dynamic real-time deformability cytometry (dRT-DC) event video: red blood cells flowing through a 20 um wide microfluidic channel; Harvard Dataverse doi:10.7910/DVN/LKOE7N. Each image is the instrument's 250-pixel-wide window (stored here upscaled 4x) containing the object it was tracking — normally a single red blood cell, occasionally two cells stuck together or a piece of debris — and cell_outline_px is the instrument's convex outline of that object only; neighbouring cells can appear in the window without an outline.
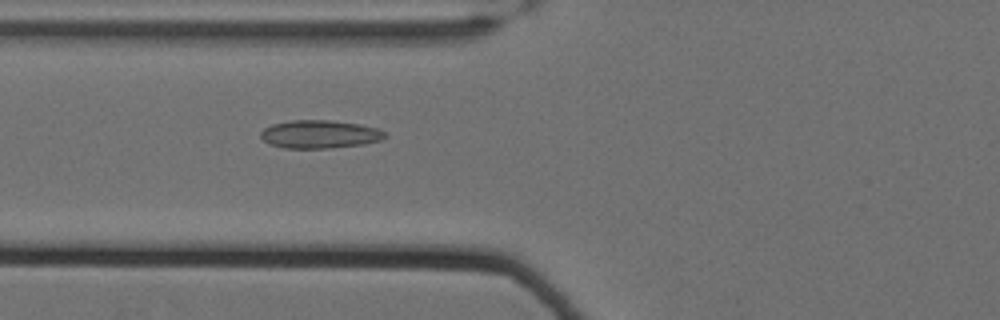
{"species": "Egyptian fruit bat (a non-hibernating species)", "species_latin": "Rousettus aegyptiacus", "temperature_condition": "cold", "stored_images_in_passage": 47, "camera_frame_rate_fps": 3000, "um_per_image_px": 0.085, "animal": {"sex": "female"}, "frame": {"image": 1, "passage_image": 14, "time_ms": 4.333, "image_size_px": [1000, 320], "cell_outline_px": [[388, 136], [380, 140], [364, 144], [328, 148], [284, 148], [268, 144], [260, 136], [260, 132], [264, 128], [272, 124], [292, 120], [328, 120], [360, 124], [376, 128], [384, 132]], "centroid_in_image_um": [27.15, 11.41], "position_along_channel_um": 98.7, "area_um2": 20.35}}
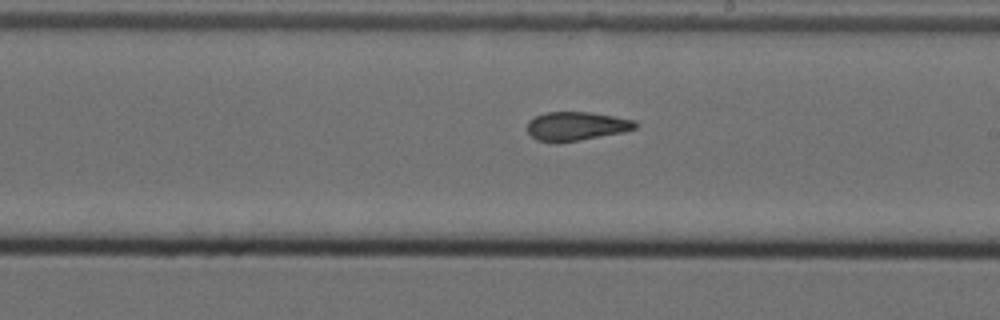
{"frame": {"image": 2, "passage_image": 26, "time_ms": 8.333, "image_size_px": [1000, 320], "cell_outline_px": [[636, 128], [624, 132], [580, 140], [556, 144], [536, 140], [528, 132], [528, 120], [544, 112], [592, 112], [636, 120]], "centroid_in_image_um": [48.97, 10.73], "position_along_channel_um": 240.0, "area_um2": 18.38}}
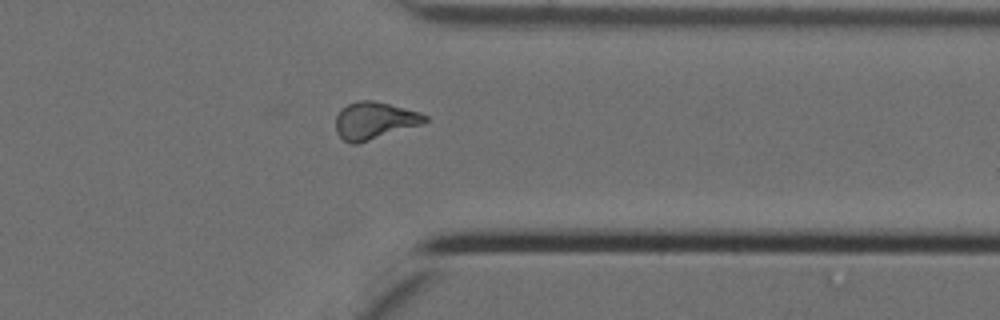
{"frame": {"image": 3, "passage_image": 38, "time_ms": 12.333, "image_size_px": [1000, 320], "cell_outline_px": [[428, 120], [424, 124], [356, 144], [352, 144], [344, 140], [336, 132], [336, 116], [340, 108], [348, 104], [360, 100], [372, 100], [420, 112], [428, 116]], "centroid_in_image_um": [31.83, 10.25], "position_along_channel_um": 379.6, "area_um2": 19.36}, "authors_computed_cell_mechanics": {"area_um2": 18.7272, "velocity_mm_per_s": 3.5091, "shape_relaxation_time_tau1_ms": null, "shape_relaxation_time_tau2_ms": 3.2443, "deformation_change_tau1": null, "deformation_change_tau2": 0.1141}}